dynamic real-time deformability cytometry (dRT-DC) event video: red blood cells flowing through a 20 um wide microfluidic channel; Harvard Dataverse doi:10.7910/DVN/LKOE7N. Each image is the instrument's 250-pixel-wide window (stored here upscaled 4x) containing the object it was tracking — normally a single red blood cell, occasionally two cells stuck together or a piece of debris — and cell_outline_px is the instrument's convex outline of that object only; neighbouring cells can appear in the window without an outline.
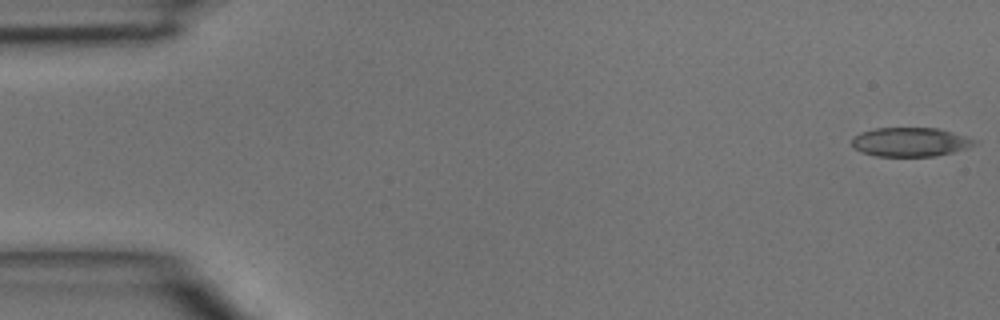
{"species": "common noctule bat (a hibernating species)", "species_latin": "Nyctalus noctula", "temperature_condition": "room temperature", "stored_images_in_passage": 4, "camera_frame_rate_fps": 3000, "um_per_image_px": 0.085, "animal": {"sex": "male", "body_mass_g": 15.6}, "frame": {"image": 1, "passage_image": 1, "time_ms": 0.0, "image_size_px": [1000, 320], "cell_outline_px": [[976, 144], [968, 148], [952, 152], [932, 156], [876, 156], [860, 152], [852, 144], [852, 136], [860, 132], [876, 128], [936, 128], [964, 136], [976, 140]], "centroid_in_image_um": [77.33, 12.07], "position_along_channel_um": 7.7, "area_um2": 20.58}}
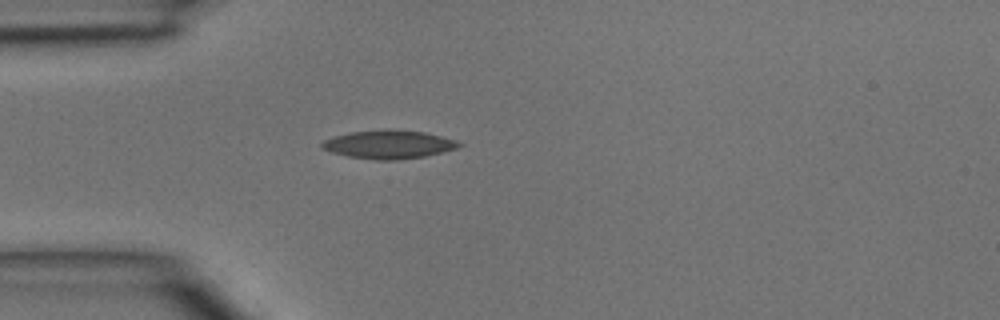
{"frame": {"image": 2, "passage_image": 4, "time_ms": 1.0, "image_size_px": [1000, 320], "cell_outline_px": [[464, 144], [456, 148], [424, 156], [396, 160], [376, 160], [348, 156], [332, 152], [320, 148], [320, 144], [324, 140], [336, 136], [352, 132], [384, 128], [388, 128], [424, 132], [456, 140]], "centroid_in_image_um": [33.02, 12.26], "position_along_channel_um": 52.0, "area_um2": 22.66}}